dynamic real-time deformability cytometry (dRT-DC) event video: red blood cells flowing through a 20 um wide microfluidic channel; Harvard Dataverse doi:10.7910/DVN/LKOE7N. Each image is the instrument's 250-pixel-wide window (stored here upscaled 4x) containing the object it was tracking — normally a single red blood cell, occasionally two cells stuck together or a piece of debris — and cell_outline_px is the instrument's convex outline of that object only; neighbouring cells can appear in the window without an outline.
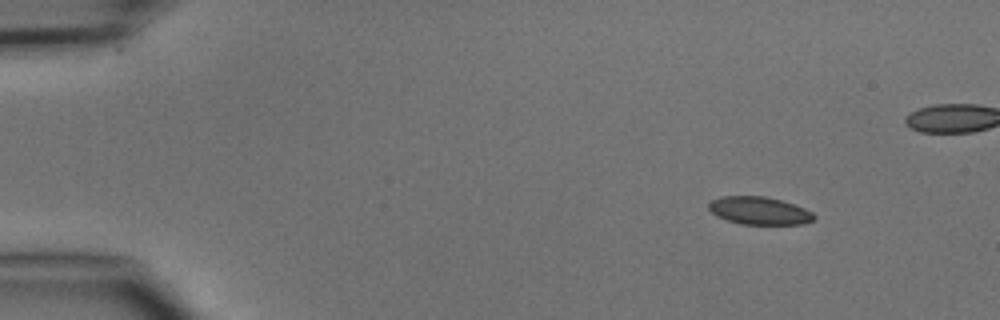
{"species": "common noctule bat (a hibernating species)", "species_latin": "Nyctalus noctula", "temperature_condition": "cold", "stored_images_in_passage": 4, "camera_frame_rate_fps": 3000, "um_per_image_px": 0.085, "animal": {"sex": "male", "body_mass_g": 15.6}, "frame": {"image": 1, "passage_image": 1, "time_ms": 0.0, "image_size_px": [1000, 320], "cell_outline_px": [[816, 216], [812, 220], [804, 224], [740, 224], [716, 216], [708, 208], [708, 204], [712, 200], [720, 196], [764, 196], [780, 200], [804, 208], [812, 212]], "centroid_in_image_um": [64.52, 17.91], "position_along_channel_um": 20.5, "area_um2": 16.94}}